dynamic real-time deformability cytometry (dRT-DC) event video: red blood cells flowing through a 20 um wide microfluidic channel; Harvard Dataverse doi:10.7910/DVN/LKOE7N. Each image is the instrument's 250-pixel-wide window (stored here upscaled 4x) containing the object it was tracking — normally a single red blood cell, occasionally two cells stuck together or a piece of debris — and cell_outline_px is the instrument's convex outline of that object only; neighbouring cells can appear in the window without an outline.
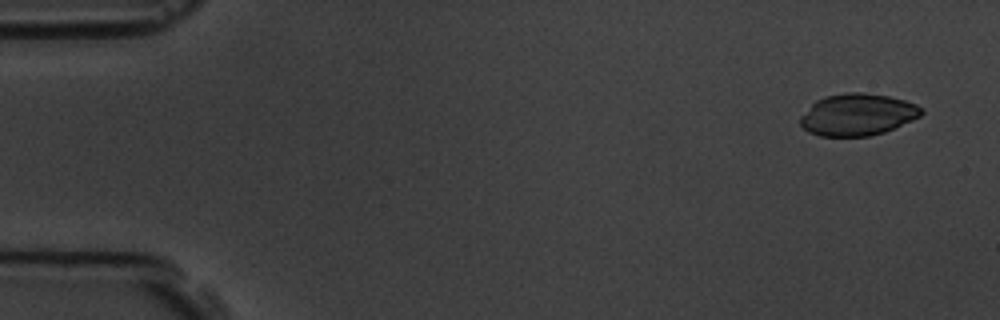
{"species": "common noctule bat (a hibernating species)", "species_latin": "Nyctalus noctula", "temperature_condition": "room temperature", "stored_images_in_passage": 4, "camera_frame_rate_fps": 3000, "um_per_image_px": 0.085, "animal": {"sex": "male", "body_mass_g": 19.5, "forearm_length_mm": 54.6}, "frame": {"image": 1, "passage_image": 1, "time_ms": 0.0, "image_size_px": [1000, 320], "cell_outline_px": [[924, 112], [920, 116], [912, 120], [884, 132], [868, 136], [820, 136], [808, 132], [800, 124], [800, 116], [816, 100], [824, 96], [848, 92], [860, 92], [888, 96], [904, 100], [916, 104]], "centroid_in_image_um": [72.86, 9.74], "position_along_channel_um": 12.1, "area_um2": 29.42}}